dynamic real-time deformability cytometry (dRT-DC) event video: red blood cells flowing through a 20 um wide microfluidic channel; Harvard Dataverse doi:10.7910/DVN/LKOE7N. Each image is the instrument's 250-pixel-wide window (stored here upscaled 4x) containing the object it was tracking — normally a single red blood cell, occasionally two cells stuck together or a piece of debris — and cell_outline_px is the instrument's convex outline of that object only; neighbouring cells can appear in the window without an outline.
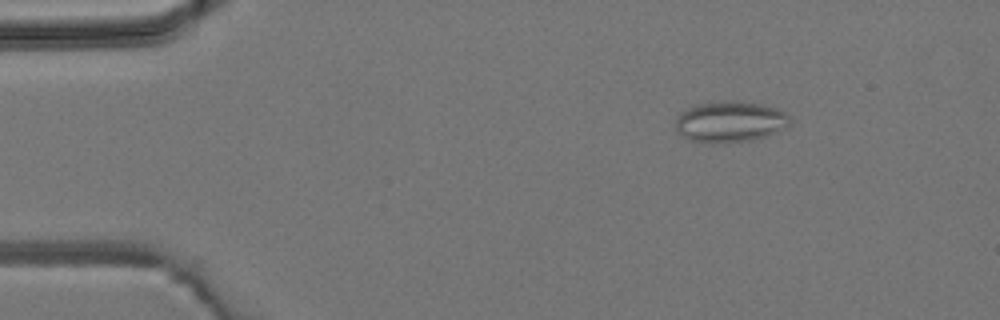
{"species": "common noctule bat (a hibernating species)", "species_latin": "Nyctalus noctula", "temperature_condition": "room temperature", "stored_images_in_passage": 4, "camera_frame_rate_fps": 3000, "um_per_image_px": 0.085, "animal": {"sex": "male", "body_mass_g": 19.2, "forearm_length_mm": 51.8}, "frame": {"image": 1, "passage_image": 4, "time_ms": 4.0, "image_size_px": [1000, 320], "cell_outline_px": [[788, 124], [776, 132], [768, 136], [752, 140], [708, 144], [688, 140], [676, 132], [676, 116], [680, 112], [688, 108], [700, 104], [732, 100], [760, 104], [776, 108], [784, 112], [788, 116]], "centroid_in_image_um": [61.99, 10.37], "position_along_channel_um": 23.0, "area_um2": 27.28}}